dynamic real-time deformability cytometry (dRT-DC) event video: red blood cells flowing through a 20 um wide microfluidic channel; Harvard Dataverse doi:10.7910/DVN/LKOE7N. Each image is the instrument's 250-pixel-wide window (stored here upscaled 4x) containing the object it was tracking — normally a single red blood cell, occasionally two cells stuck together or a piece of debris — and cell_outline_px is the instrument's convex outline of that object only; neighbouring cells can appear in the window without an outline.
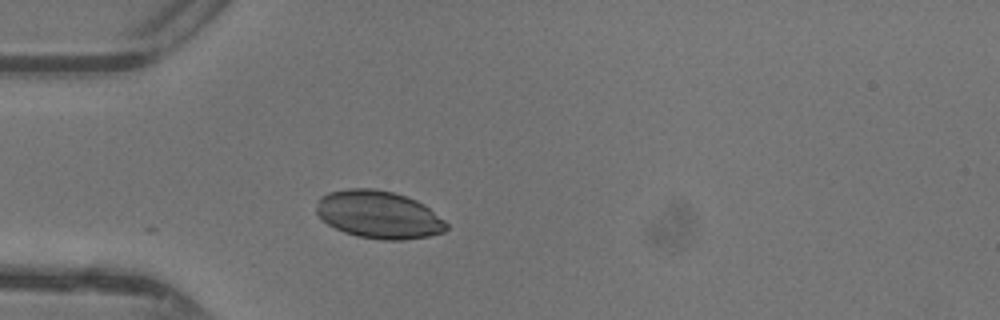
{"species": "common noctule bat (a hibernating species)", "species_latin": "Nyctalus noctula", "temperature_condition": "warm", "stored_images_in_passage": 4, "camera_frame_rate_fps": 3000, "um_per_image_px": 0.085, "animal": {"sex": "female"}, "frame": {"image": 1, "passage_image": 1, "time_ms": 0.0, "image_size_px": [1000, 320], "cell_outline_px": [[448, 228], [444, 232], [428, 236], [404, 240], [380, 240], [356, 236], [344, 232], [328, 224], [316, 212], [316, 208], [320, 196], [328, 192], [348, 188], [372, 188], [392, 192], [416, 200], [424, 204], [444, 220], [448, 224]], "centroid_in_image_um": [32.19, 18.25], "position_along_channel_um": 52.8, "area_um2": 36.13}}
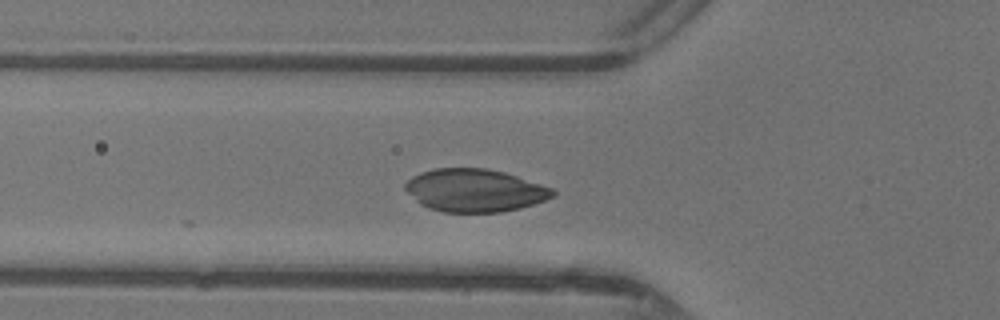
{"frame": {"image": 2, "passage_image": 4, "time_ms": 1.0, "image_size_px": [1000, 320], "cell_outline_px": [[556, 196], [520, 208], [500, 212], [444, 212], [428, 208], [420, 204], [404, 188], [404, 184], [412, 176], [420, 172], [436, 168], [484, 168], [504, 172], [552, 188], [556, 192]], "centroid_in_image_um": [40.34, 16.18], "position_along_channel_um": 85.5, "area_um2": 36.65}}